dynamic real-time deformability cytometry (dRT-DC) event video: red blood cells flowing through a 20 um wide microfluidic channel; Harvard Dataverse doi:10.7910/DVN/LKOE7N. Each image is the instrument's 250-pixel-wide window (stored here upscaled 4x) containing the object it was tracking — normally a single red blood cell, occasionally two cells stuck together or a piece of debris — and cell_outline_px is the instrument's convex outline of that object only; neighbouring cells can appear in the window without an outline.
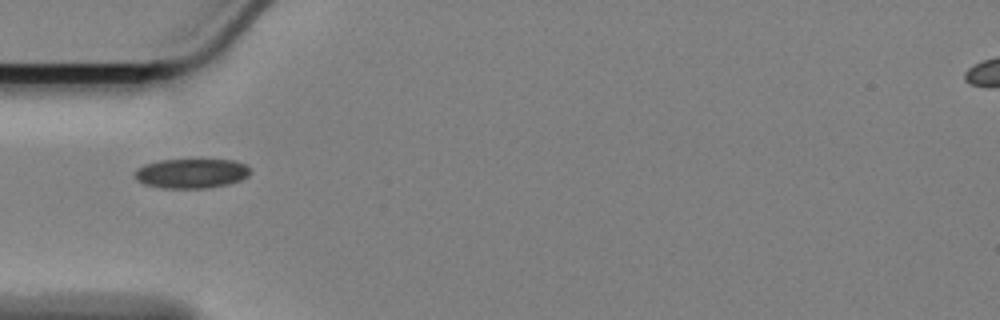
{"species": "Egyptian fruit bat (a non-hibernating species)", "species_latin": "Rousettus aegyptiacus", "temperature_condition": "cold", "stored_images_in_passage": 41, "camera_frame_rate_fps": 3000, "um_per_image_px": 0.085, "animal": {"sex": "female"}, "frame": {"image": 1, "passage_image": 1, "time_ms": 0.0, "image_size_px": [1000, 320], "cell_outline_px": [[252, 168], [248, 176], [240, 180], [228, 184], [204, 188], [164, 188], [144, 184], [136, 180], [136, 168], [144, 164], [160, 160], [200, 156], [236, 160], [248, 164]], "centroid_in_image_um": [16.34, 14.66], "position_along_channel_um": 68.7, "area_um2": 21.1}}
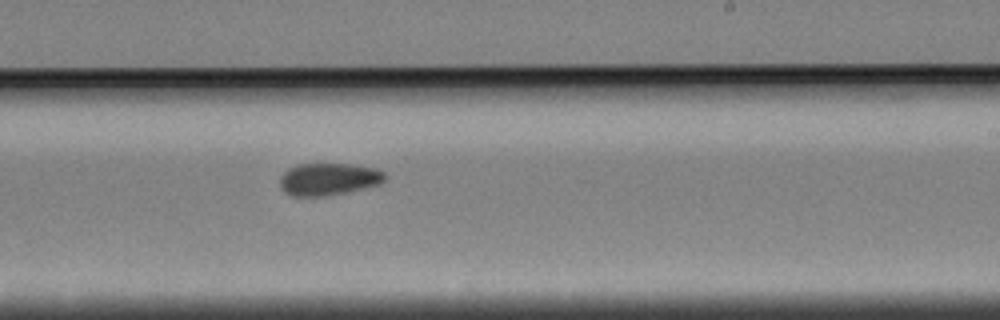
{"frame": {"image": 2, "passage_image": 18, "time_ms": 5.667, "image_size_px": [1000, 320], "cell_outline_px": [[388, 176], [380, 184], [344, 192], [324, 196], [292, 196], [284, 192], [280, 188], [280, 176], [288, 168], [296, 164], [352, 164], [376, 168], [384, 172]], "centroid_in_image_um": [27.91, 15.21], "position_along_channel_um": 261.1, "area_um2": 19.83}}
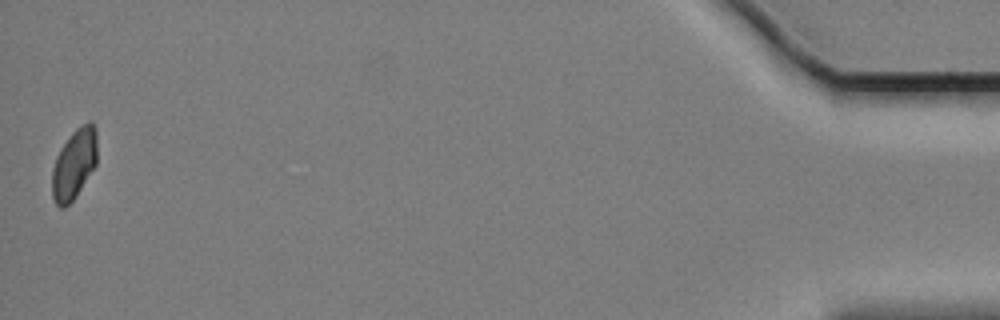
{"frame": {"image": 3, "passage_image": 41, "time_ms": 13.333, "image_size_px": [1000, 320], "cell_outline_px": [[96, 164], [76, 196], [64, 208], [60, 208], [56, 204], [52, 196], [52, 168], [56, 156], [60, 148], [72, 132], [80, 124], [88, 120], [92, 120], [96, 128]], "centroid_in_image_um": [6.29, 13.9], "position_along_channel_um": 428.9, "area_um2": 18.55}, "authors_computed_cell_mechanics": {"area_um2": 19.3052, "velocity_mm_per_s": 3.3852, "shape_relaxation_time_tau1_ms": 6.9532, "shape_relaxation_time_tau2_ms": 3.5157, "deformation_change_tau1": 0.088, "deformation_change_tau2": 0.0706}}